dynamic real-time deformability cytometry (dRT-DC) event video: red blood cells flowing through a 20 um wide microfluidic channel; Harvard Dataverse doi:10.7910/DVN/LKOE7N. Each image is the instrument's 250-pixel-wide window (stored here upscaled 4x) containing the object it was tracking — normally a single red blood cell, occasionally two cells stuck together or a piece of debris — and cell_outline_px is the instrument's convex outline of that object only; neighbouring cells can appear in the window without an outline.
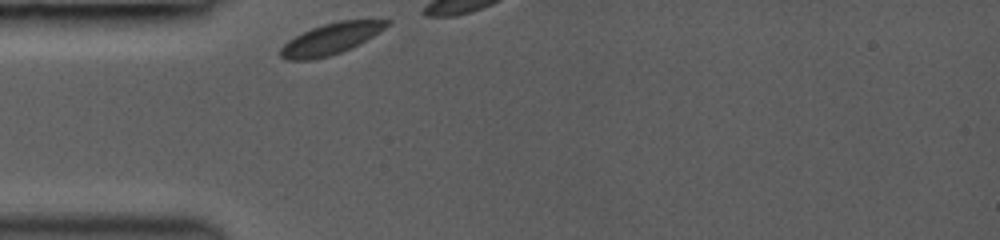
{"species": "common noctule bat (a hibernating species)", "species_latin": "Nyctalus noctula", "temperature_condition": "room temperature", "stored_images_in_passage": 5, "camera_frame_rate_fps": 3000, "um_per_image_px": 0.085, "animal": {"sex": "female", "body_mass_g": 19.0, "forearm_length_mm": 53.3}, "frame": {"image": 1, "passage_image": 1, "time_ms": 0.0, "image_size_px": [1000, 240], "cell_outline_px": [[392, 20], [384, 28], [372, 36], [352, 48], [328, 56], [312, 60], [284, 60], [280, 56], [280, 48], [288, 40], [312, 28], [324, 24], [340, 20]], "centroid_in_image_um": [28.07, 3.32], "position_along_channel_um": 56.9, "area_um2": 19.02}}